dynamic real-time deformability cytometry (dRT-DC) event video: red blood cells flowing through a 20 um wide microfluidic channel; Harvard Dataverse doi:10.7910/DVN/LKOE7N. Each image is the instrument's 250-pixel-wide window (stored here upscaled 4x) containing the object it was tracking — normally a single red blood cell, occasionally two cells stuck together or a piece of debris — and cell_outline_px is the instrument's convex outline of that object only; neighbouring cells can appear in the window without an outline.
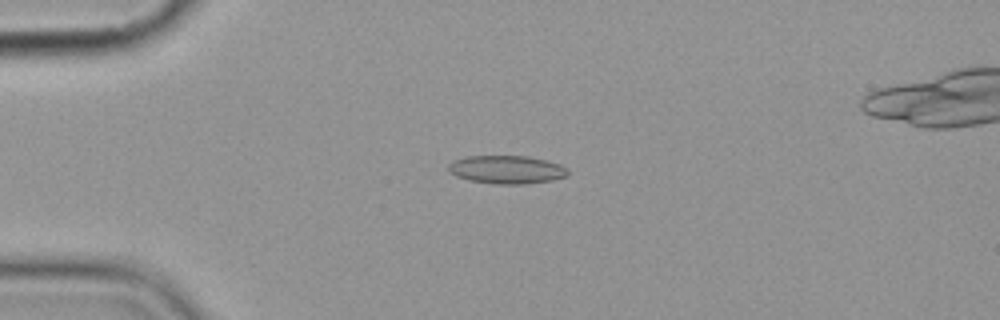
{"species": "common noctule bat (a hibernating species)", "species_latin": "Nyctalus noctula", "temperature_condition": "cold", "stored_images_in_passage": 6, "camera_frame_rate_fps": 3000, "um_per_image_px": 0.085, "animal": {"sex": "female", "body_mass_g": 19.9}, "frame": {"image": 1, "passage_image": 4, "time_ms": 3.667, "image_size_px": [1000, 320], "cell_outline_px": [[568, 176], [552, 180], [524, 184], [496, 184], [468, 180], [456, 176], [448, 172], [448, 164], [452, 160], [464, 156], [528, 156], [560, 164], [568, 168]], "centroid_in_image_um": [43.04, 14.41], "position_along_channel_um": 42.0, "area_um2": 19.83}}